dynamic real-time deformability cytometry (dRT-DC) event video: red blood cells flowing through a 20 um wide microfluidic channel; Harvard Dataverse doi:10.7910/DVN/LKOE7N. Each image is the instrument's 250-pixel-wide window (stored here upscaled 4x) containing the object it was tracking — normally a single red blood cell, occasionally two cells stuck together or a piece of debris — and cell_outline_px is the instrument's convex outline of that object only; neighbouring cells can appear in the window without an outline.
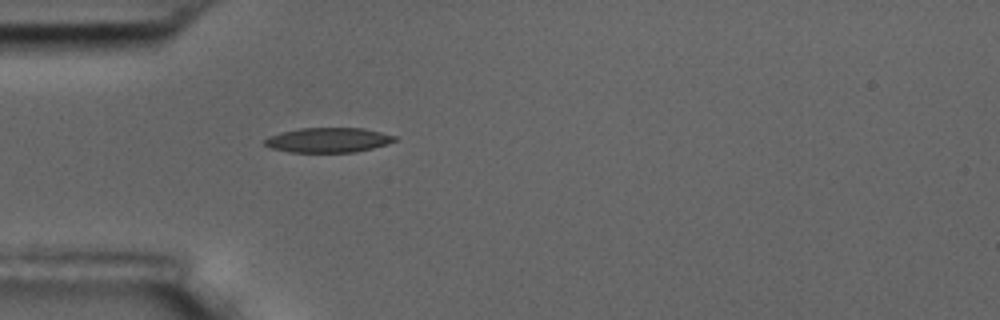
{"species": "common noctule bat (a hibernating species)", "species_latin": "Nyctalus noctula", "temperature_condition": "room temperature", "stored_images_in_passage": 1, "camera_frame_rate_fps": 3000, "um_per_image_px": 0.085, "animal": {"sex": "male", "body_mass_g": 17.5, "forearm_length_mm": 52.3}, "frame": {"image": 1, "passage_image": 1, "time_ms": 0.0, "image_size_px": [1000, 320], "cell_outline_px": [[396, 140], [388, 144], [356, 152], [288, 152], [272, 148], [264, 144], [264, 140], [268, 136], [280, 132], [300, 128], [364, 128], [396, 136]], "centroid_in_image_um": [27.88, 11.9], "position_along_channel_um": 57.1, "area_um2": 18.79}}